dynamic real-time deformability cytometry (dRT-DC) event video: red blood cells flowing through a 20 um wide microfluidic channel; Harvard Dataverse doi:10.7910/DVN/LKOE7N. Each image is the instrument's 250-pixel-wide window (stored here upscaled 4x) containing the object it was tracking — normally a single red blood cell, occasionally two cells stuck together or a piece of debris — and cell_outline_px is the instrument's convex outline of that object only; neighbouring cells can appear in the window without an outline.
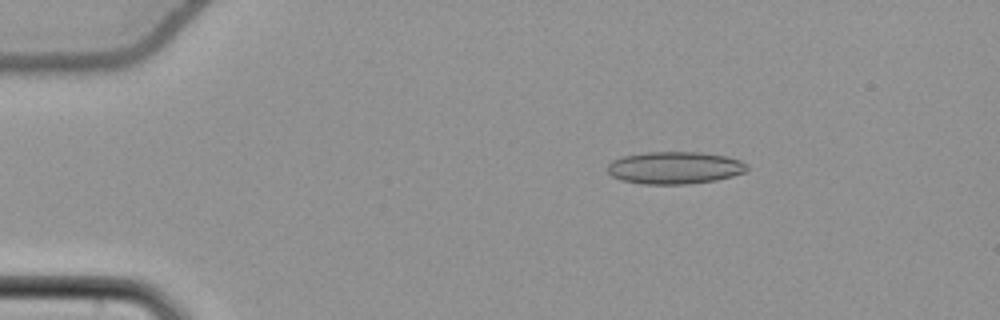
{"species": "common noctule bat (a hibernating species)", "species_latin": "Nyctalus noctula", "temperature_condition": "cold", "stored_images_in_passage": 54, "camera_frame_rate_fps": 3000, "um_per_image_px": 0.085, "animal": {"sex": "female", "body_mass_g": 22.7, "forearm_length_mm": 54.2}, "frame": {"image": 1, "passage_image": 9, "time_ms": 2.667, "image_size_px": [1000, 320], "cell_outline_px": [[748, 168], [744, 172], [732, 176], [716, 180], [688, 184], [644, 184], [620, 180], [612, 176], [608, 172], [608, 164], [612, 160], [624, 156], [644, 152], [700, 152], [728, 156], [740, 160], [748, 164]], "centroid_in_image_um": [57.36, 14.26], "position_along_channel_um": 27.6, "area_um2": 26.41}}
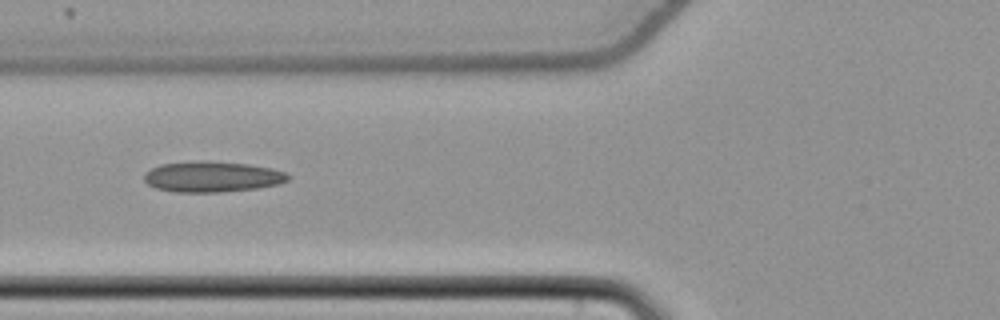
{"frame": {"image": 2, "passage_image": 21, "time_ms": 6.667, "image_size_px": [1000, 320], "cell_outline_px": [[292, 176], [288, 180], [280, 184], [256, 188], [220, 192], [176, 192], [156, 188], [148, 184], [144, 180], [144, 176], [152, 168], [160, 164], [200, 160], [208, 160], [248, 164], [272, 168], [284, 172]], "centroid_in_image_um": [18.06, 15.01], "position_along_channel_um": 107.7, "area_um2": 25.84}}
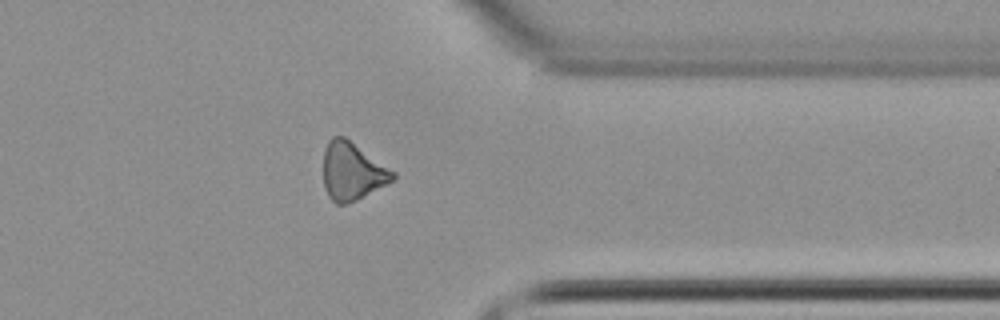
{"frame": {"image": 3, "passage_image": 43, "time_ms": 14.0, "image_size_px": [1000, 320], "cell_outline_px": [[396, 176], [392, 180], [356, 200], [348, 204], [336, 204], [328, 196], [324, 188], [324, 148], [328, 140], [332, 136], [344, 136], [396, 172]], "centroid_in_image_um": [29.91, 14.55], "position_along_channel_um": 381.5, "area_um2": 23.24}}